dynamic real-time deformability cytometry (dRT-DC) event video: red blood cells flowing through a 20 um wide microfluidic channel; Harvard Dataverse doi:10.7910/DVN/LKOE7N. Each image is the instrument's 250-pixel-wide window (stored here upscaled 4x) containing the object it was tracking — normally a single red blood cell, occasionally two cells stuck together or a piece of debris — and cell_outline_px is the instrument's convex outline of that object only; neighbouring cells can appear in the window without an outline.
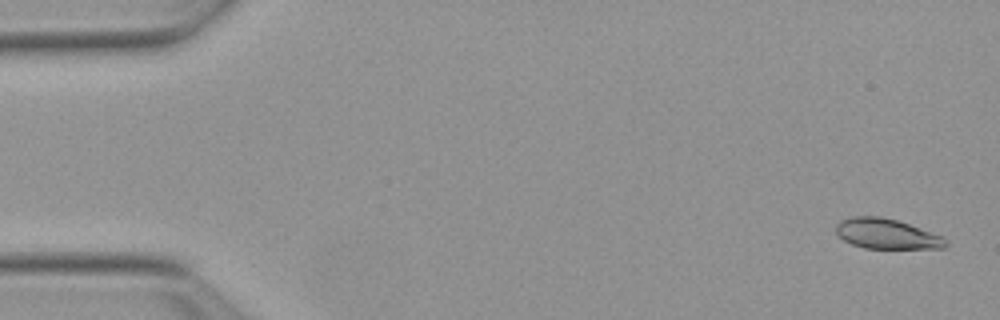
{"species": "Egyptian fruit bat (a non-hibernating species)", "species_latin": "Rousettus aegyptiacus", "temperature_condition": "warm", "stored_images_in_passage": 11, "camera_frame_rate_fps": 3000, "um_per_image_px": 0.085, "animal": {"sex": "female"}, "frame": {"image": 1, "passage_image": 2, "time_ms": 0.333, "image_size_px": [1000, 320], "cell_outline_px": [[948, 244], [944, 248], [864, 248], [852, 244], [844, 240], [836, 232], [836, 224], [840, 220], [852, 216], [880, 216], [896, 220], [944, 236], [948, 240]], "centroid_in_image_um": [75.38, 19.87], "position_along_channel_um": 9.6, "area_um2": 19.25}}